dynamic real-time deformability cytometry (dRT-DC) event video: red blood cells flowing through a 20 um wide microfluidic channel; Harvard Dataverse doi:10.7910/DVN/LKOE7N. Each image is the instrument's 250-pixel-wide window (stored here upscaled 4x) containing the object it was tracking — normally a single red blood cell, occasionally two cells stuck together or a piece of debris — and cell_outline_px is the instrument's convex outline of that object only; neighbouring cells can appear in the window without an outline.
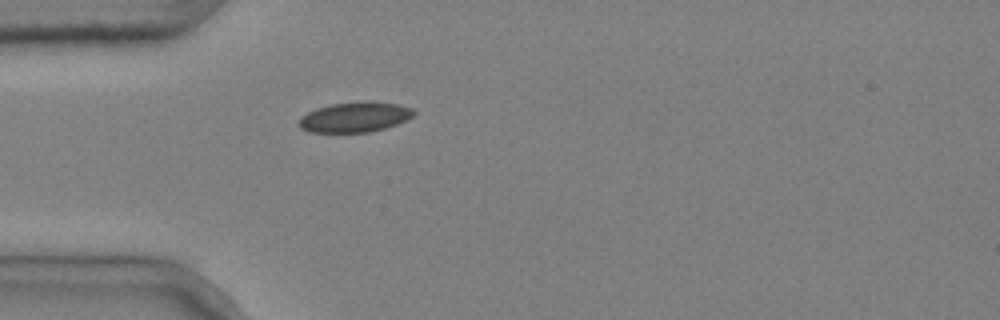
{"species": "common noctule bat (a hibernating species)", "species_latin": "Nyctalus noctula", "temperature_condition": "cold", "stored_images_in_passage": 5, "camera_frame_rate_fps": 3000, "um_per_image_px": 0.085, "animal": {"sex": "male", "body_mass_g": 20.4}, "frame": {"image": 1, "passage_image": 5, "time_ms": 1.333, "image_size_px": [1000, 320], "cell_outline_px": [[416, 112], [412, 116], [396, 124], [384, 128], [368, 132], [308, 132], [300, 128], [296, 124], [300, 116], [316, 108], [332, 104], [364, 100], [372, 100], [396, 104], [412, 108]], "centroid_in_image_um": [30.11, 9.94], "position_along_channel_um": 54.9, "area_um2": 20.35}}